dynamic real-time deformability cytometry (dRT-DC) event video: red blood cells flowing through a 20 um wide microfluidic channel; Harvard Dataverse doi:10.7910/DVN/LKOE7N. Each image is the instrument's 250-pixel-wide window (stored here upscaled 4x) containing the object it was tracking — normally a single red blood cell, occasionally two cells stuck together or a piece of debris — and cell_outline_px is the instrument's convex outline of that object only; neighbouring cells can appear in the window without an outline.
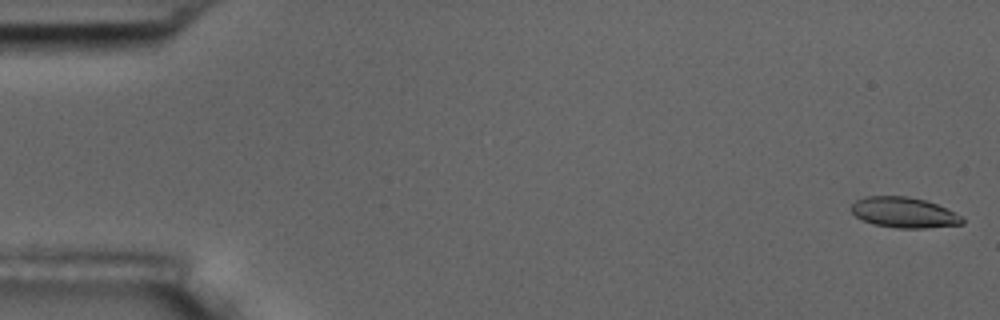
{"species": "common noctule bat (a hibernating species)", "species_latin": "Nyctalus noctula", "temperature_condition": "room temperature", "stored_images_in_passage": 7, "camera_frame_rate_fps": 3000, "um_per_image_px": 0.085, "animal": {"sex": "male", "body_mass_g": 17.5, "forearm_length_mm": 52.3}, "frame": {"image": 1, "passage_image": 1, "time_ms": 0.0, "image_size_px": [1000, 320], "cell_outline_px": [[964, 224], [924, 228], [896, 228], [872, 224], [856, 216], [852, 212], [852, 204], [856, 200], [864, 196], [908, 196], [924, 200], [936, 204], [960, 216], [964, 220]], "centroid_in_image_um": [76.81, 18.06], "position_along_channel_um": 8.2, "area_um2": 19.54}}
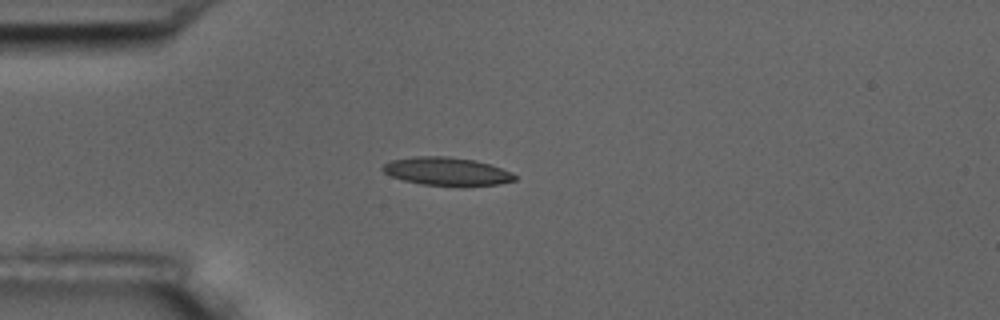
{"frame": {"image": 2, "passage_image": 5, "time_ms": 4.667, "image_size_px": [1000, 320], "cell_outline_px": [[516, 180], [496, 184], [460, 188], [420, 184], [404, 180], [392, 176], [384, 172], [380, 168], [384, 164], [392, 160], [416, 156], [448, 156], [476, 160], [500, 168], [516, 176]], "centroid_in_image_um": [37.96, 14.59], "position_along_channel_um": 47.0, "area_um2": 21.96}}